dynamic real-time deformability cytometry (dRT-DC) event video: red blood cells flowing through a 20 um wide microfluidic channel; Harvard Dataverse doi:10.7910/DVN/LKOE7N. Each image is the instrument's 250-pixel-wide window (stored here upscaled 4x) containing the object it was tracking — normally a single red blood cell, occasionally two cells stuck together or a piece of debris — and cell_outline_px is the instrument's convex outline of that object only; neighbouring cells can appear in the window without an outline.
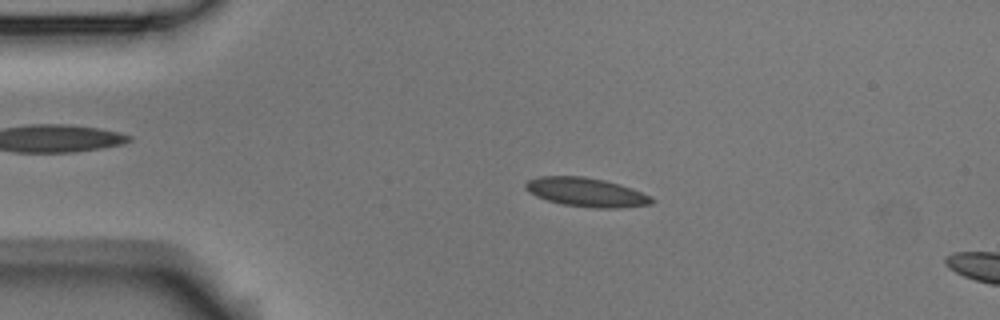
{"species": "Egyptian fruit bat (a non-hibernating species)", "species_latin": "Rousettus aegyptiacus", "temperature_condition": "room temperature", "stored_images_in_passage": 3, "camera_frame_rate_fps": 3000, "um_per_image_px": 0.085, "animal": {"sex": "male"}, "frame": {"image": 1, "passage_image": 2, "time_ms": 0.333, "image_size_px": [1000, 320], "cell_outline_px": [[656, 200], [652, 204], [616, 208], [592, 208], [564, 204], [548, 200], [536, 196], [528, 192], [524, 188], [524, 184], [528, 180], [540, 176], [584, 176], [604, 180], [620, 184], [632, 188], [652, 196]], "centroid_in_image_um": [49.85, 16.33], "position_along_channel_um": 35.1, "area_um2": 21.39}}